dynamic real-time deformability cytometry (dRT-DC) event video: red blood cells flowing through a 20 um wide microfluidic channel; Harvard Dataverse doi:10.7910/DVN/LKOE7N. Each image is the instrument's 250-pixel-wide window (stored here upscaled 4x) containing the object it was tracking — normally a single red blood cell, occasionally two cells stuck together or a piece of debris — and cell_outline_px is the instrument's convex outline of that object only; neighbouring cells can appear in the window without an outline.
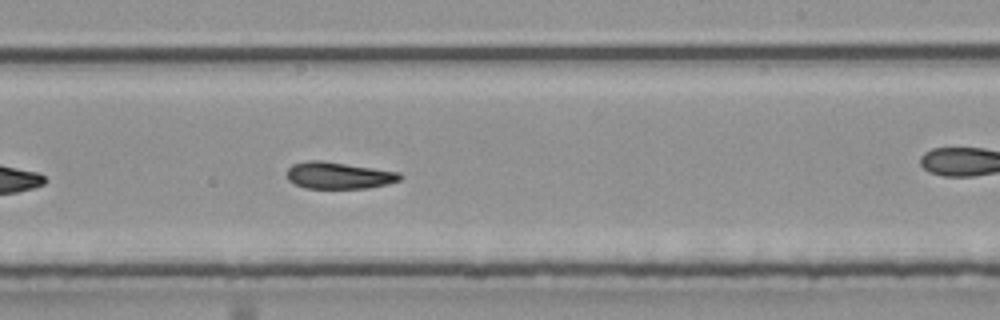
{"species": "common noctule bat (a hibernating species)", "species_latin": "Nyctalus noctula", "temperature_condition": "room temperature", "stored_images_in_passage": 38, "camera_frame_rate_fps": 3000, "um_per_image_px": 0.085, "animal": {"sex": "male", "body_mass_g": 20.4}, "frame": {"image": 1, "passage_image": 17, "time_ms": 5.333, "image_size_px": [1000, 320], "cell_outline_px": [[404, 176], [400, 180], [388, 184], [368, 188], [304, 188], [288, 180], [284, 172], [292, 164], [308, 160], [320, 160], [400, 172]], "centroid_in_image_um": [28.77, 14.91], "position_along_channel_um": 260.2, "area_um2": 17.8}}
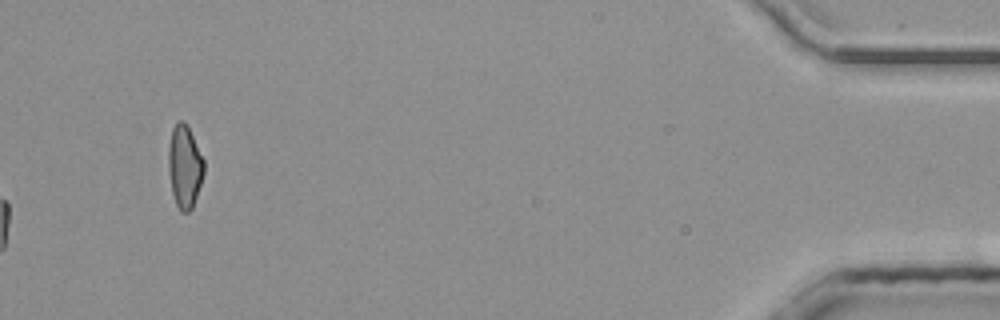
{"frame": {"image": 2, "passage_image": 38, "time_ms": 12.333, "image_size_px": [1000, 320], "cell_outline_px": [[204, 172], [192, 208], [188, 212], [180, 212], [176, 204], [172, 192], [168, 172], [168, 144], [172, 128], [180, 120], [184, 120], [204, 160]], "centroid_in_image_um": [15.67, 14.16], "position_along_channel_um": 419.5, "area_um2": 16.99}, "authors_computed_cell_mechanics": {"area_um2": 17.8891, "velocity_mm_per_s": 4.1575, "shape_relaxation_time_tau1_ms": 11.1806, "shape_relaxation_time_tau2_ms": 6.2726, "deformation_change_tau1": 0.2478, "deformation_change_tau2": 0.0971}}